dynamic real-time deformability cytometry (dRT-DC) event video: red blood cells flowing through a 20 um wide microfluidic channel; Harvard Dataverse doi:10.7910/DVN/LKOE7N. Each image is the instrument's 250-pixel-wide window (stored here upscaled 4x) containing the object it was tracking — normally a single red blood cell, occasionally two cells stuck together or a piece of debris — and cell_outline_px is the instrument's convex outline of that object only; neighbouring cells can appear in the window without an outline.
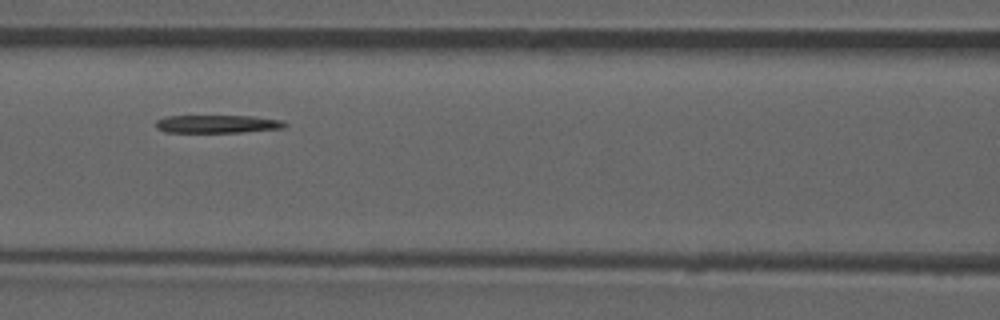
{"species": "common noctule bat (a hibernating species)", "species_latin": "Nyctalus noctula", "temperature_condition": "room temperature", "stored_images_in_passage": 39, "camera_frame_rate_fps": 3000, "um_per_image_px": 0.085, "animal": {"sex": "male", "forearm_length_mm": 52.5}, "frame": {"image": 1, "passage_image": 12, "time_ms": 3.667, "image_size_px": [1000, 320], "cell_outline_px": [[288, 124], [284, 128], [240, 132], [164, 132], [156, 128], [156, 120], [164, 116], [252, 116], [280, 120]], "centroid_in_image_um": [18.44, 10.54], "position_along_channel_um": 148.2, "area_um2": 13.47}}